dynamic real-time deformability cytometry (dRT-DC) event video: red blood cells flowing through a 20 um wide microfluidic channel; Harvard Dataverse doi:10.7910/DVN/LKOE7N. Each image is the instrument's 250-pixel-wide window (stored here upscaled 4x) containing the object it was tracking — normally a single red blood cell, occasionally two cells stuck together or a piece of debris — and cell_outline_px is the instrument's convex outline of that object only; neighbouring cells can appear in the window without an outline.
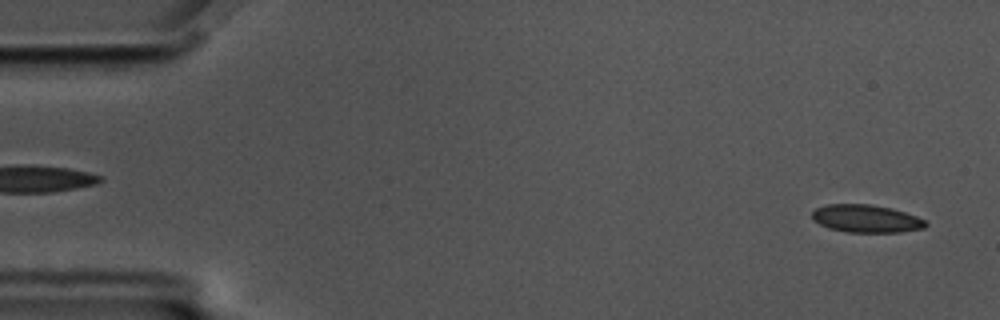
{"species": "common noctule bat (a hibernating species)", "species_latin": "Nyctalus noctula", "temperature_condition": "cold", "stored_images_in_passage": 57, "camera_frame_rate_fps": 3000, "um_per_image_px": 0.085, "animal": {"sex": "male", "body_mass_g": 17.5, "forearm_length_mm": 52.3}, "frame": {"image": 1, "passage_image": 2, "time_ms": 0.333, "image_size_px": [1000, 320], "cell_outline_px": [[928, 224], [924, 228], [900, 232], [848, 232], [828, 228], [812, 220], [812, 212], [816, 208], [828, 204], [872, 204], [892, 208], [916, 216], [924, 220]], "centroid_in_image_um": [73.61, 18.58], "position_along_channel_um": 11.4, "area_um2": 18.38}}
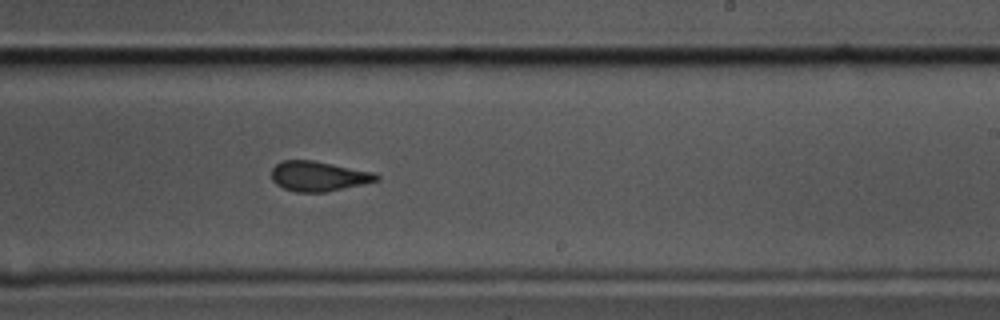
{"frame": {"image": 2, "passage_image": 34, "time_ms": 11.0, "image_size_px": [1000, 320], "cell_outline_px": [[380, 180], [364, 184], [324, 192], [296, 192], [284, 188], [276, 184], [272, 180], [272, 168], [280, 160], [312, 160], [372, 172], [380, 176]], "centroid_in_image_um": [27.05, 14.98], "position_along_channel_um": 261.9, "area_um2": 18.21}}
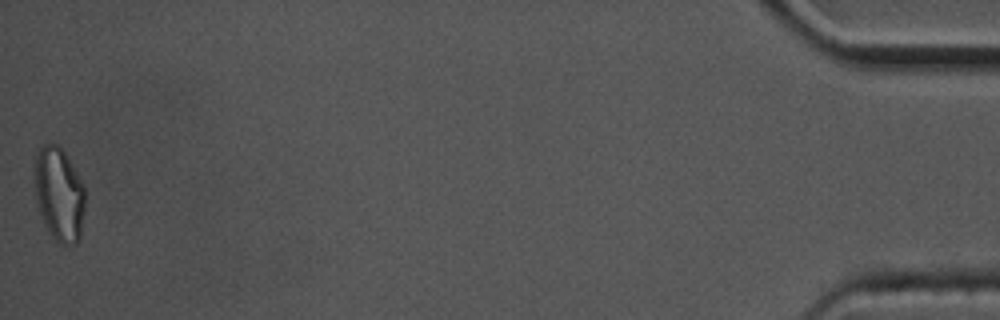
{"frame": {"image": 3, "passage_image": 57, "time_ms": 18.667, "image_size_px": [1000, 320], "cell_outline_px": [[84, 208], [80, 240], [76, 244], [60, 244], [52, 236], [36, 204], [32, 172], [36, 156], [40, 148], [44, 144], [56, 144], [68, 156], [84, 184]], "centroid_in_image_um": [5.01, 16.48], "position_along_channel_um": 430.2, "area_um2": 27.92}, "authors_computed_cell_mechanics": {"area_um2": 19.074, "velocity_mm_per_s": 3.4653, "shape_relaxation_time_tau1_ms": 4.904, "shape_relaxation_time_tau2_ms": 1.5622, "deformation_change_tau1": 0.1361, "deformation_change_tau2": 0.0851}}